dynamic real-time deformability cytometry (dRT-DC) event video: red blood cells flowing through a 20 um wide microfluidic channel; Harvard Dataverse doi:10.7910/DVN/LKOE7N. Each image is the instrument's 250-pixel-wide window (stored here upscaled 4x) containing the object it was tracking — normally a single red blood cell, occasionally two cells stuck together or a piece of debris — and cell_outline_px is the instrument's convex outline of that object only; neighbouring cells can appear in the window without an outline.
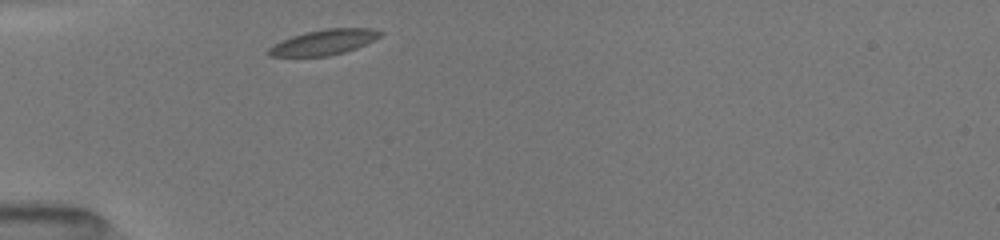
{"species": "common noctule bat (a hibernating species)", "species_latin": "Nyctalus noctula", "temperature_condition": "room temperature", "stored_images_in_passage": 31, "camera_frame_rate_fps": 3000, "um_per_image_px": 0.085, "animal": {"sex": "female", "body_mass_g": 19.5, "forearm_length_mm": 54.1}, "frame": {"image": 1, "passage_image": 1, "time_ms": 0.0, "image_size_px": [1000, 240], "cell_outline_px": [[384, 32], [380, 36], [356, 48], [344, 52], [328, 56], [268, 56], [268, 48], [272, 44], [280, 40], [304, 32], [328, 28], [372, 28]], "centroid_in_image_um": [27.49, 3.58], "position_along_channel_um": 57.5, "area_um2": 16.42}}
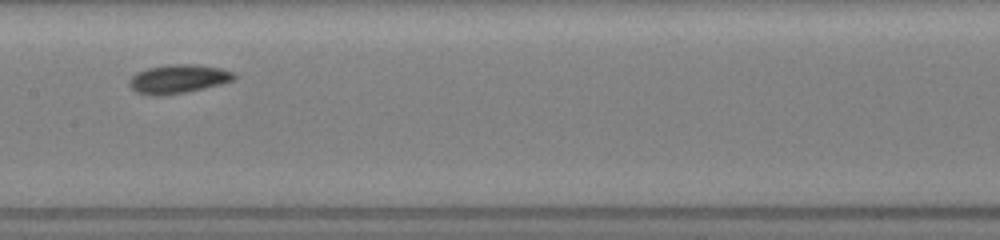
{"frame": {"image": 2, "passage_image": 12, "time_ms": 3.667, "image_size_px": [1000, 240], "cell_outline_px": [[236, 76], [232, 80], [220, 84], [204, 88], [184, 92], [160, 96], [148, 96], [136, 92], [128, 84], [128, 80], [136, 72], [148, 68], [172, 64], [196, 64], [220, 68], [232, 72]], "centroid_in_image_um": [15.09, 6.71], "position_along_channel_um": 192.3, "area_um2": 17.51}}
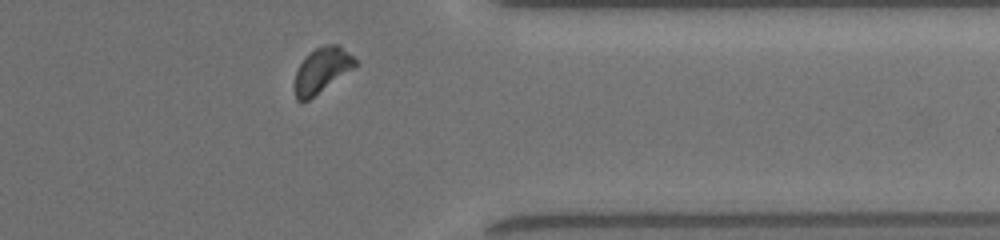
{"frame": {"image": 3, "passage_image": 27, "time_ms": 8.667, "image_size_px": [1000, 240], "cell_outline_px": [[360, 64], [308, 100], [296, 100], [296, 72], [304, 56], [316, 48], [324, 44], [340, 44]], "centroid_in_image_um": [27.4, 5.92], "position_along_channel_um": 384.0, "area_um2": 15.72}, "authors_computed_cell_mechanics": {"area_um2": 16.2996, "velocity_mm_per_s": 3.9722, "shape_relaxation_time_tau1_ms": 2.5926, "shape_relaxation_time_tau2_ms": 4.3508, "deformation_change_tau1": 0.0752, "deformation_change_tau2": 0.0862}}